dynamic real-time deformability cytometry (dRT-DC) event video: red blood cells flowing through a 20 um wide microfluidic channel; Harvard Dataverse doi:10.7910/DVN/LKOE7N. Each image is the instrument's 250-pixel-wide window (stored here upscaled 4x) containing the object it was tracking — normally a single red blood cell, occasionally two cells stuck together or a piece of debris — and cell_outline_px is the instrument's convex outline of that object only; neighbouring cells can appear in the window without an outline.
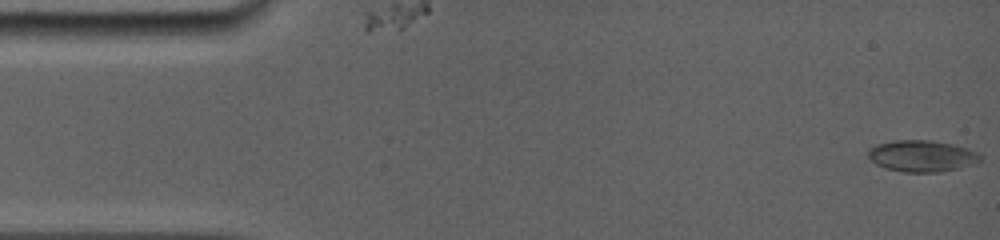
{"species": "common noctule bat (a hibernating species)", "species_latin": "Nyctalus noctula", "temperature_condition": "room temperature", "stored_images_in_passage": 80, "camera_frame_rate_fps": 5000, "um_per_image_px": 0.085, "animal": {"sex": "female", "body_mass_g": 19.0, "forearm_length_mm": 56.7}, "frame": {"image": 1, "passage_image": 1, "time_ms": 0.0, "image_size_px": [1000, 240], "cell_outline_px": [[980, 160], [956, 168], [940, 172], [904, 172], [888, 168], [876, 164], [868, 156], [868, 148], [876, 144], [892, 140], [932, 140], [952, 144], [968, 148], [976, 152], [980, 156]], "centroid_in_image_um": [78.3, 13.24], "position_along_channel_um": 6.7, "area_um2": 20.29}}
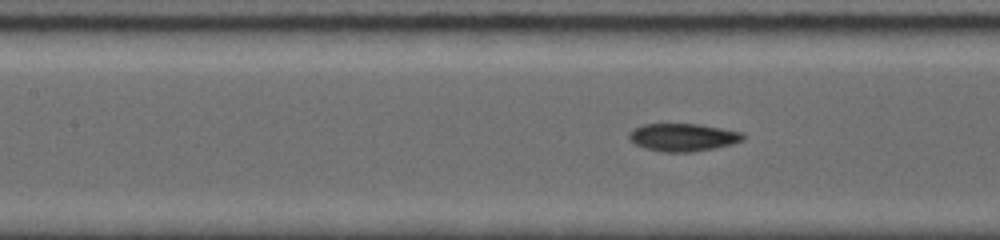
{"frame": {"image": 2, "passage_image": 35, "time_ms": 6.8, "image_size_px": [1000, 240], "cell_outline_px": [[744, 140], [732, 144], [692, 152], [664, 152], [644, 148], [628, 140], [628, 132], [632, 128], [644, 124], [700, 124], [744, 132]], "centroid_in_image_um": [58.03, 11.66], "position_along_channel_um": 149.4, "area_um2": 18.61}}
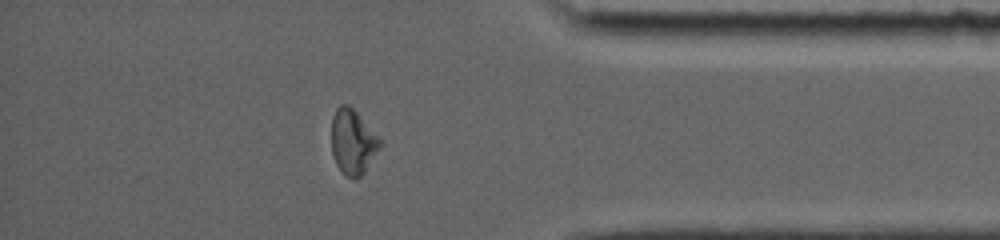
{"frame": {"image": 3, "passage_image": 69, "time_ms": 13.6, "image_size_px": [1000, 240], "cell_outline_px": [[380, 148], [364, 172], [360, 176], [344, 176], [336, 164], [332, 152], [332, 116], [336, 108], [340, 104], [348, 104], [356, 112], [380, 140]], "centroid_in_image_um": [29.95, 12.05], "position_along_channel_um": 405.2, "area_um2": 17.86}, "authors_computed_cell_mechanics": {"area_um2": 18.7272, "velocity_mm_per_s": 3.9208, "shape_relaxation_time_tau1_ms": 4.8369, "shape_relaxation_time_tau2_ms": 1.9341, "deformation_change_tau1": 0.1833, "deformation_change_tau2": 0.0708}}